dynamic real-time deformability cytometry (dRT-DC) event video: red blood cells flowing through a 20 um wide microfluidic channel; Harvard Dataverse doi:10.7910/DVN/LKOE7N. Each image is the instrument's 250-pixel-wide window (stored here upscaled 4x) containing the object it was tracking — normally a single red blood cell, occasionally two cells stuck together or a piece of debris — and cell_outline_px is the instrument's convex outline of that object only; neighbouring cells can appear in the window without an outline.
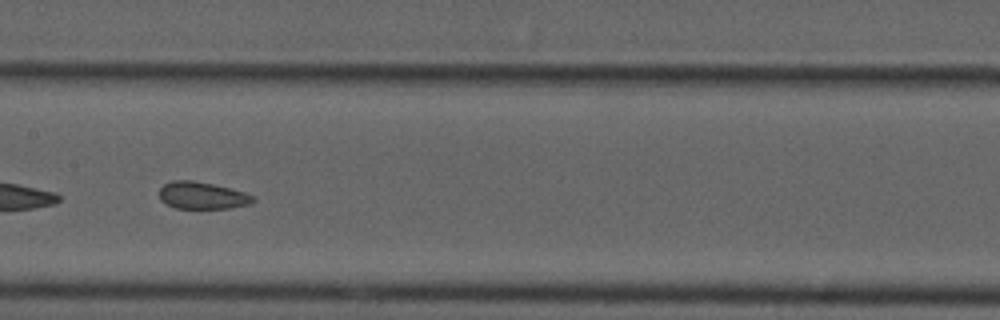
{"species": "common noctule bat (a hibernating species)", "species_latin": "Nyctalus noctula", "temperature_condition": "cold", "stored_images_in_passage": 47, "camera_frame_rate_fps": 3000, "um_per_image_px": 0.085, "animal": {"sex": "male", "forearm_length_mm": 52.5}, "frame": {"image": 1, "passage_image": 21, "time_ms": 6.667, "image_size_px": [1000, 320], "cell_outline_px": [[256, 200], [248, 204], [232, 208], [176, 208], [160, 200], [160, 188], [164, 184], [172, 180], [192, 180], [212, 184], [244, 192], [252, 196]], "centroid_in_image_um": [17.17, 16.61], "position_along_channel_um": 190.2, "area_um2": 14.62}, "authors_computed_cell_mechanics": {"area_um2": 16.762, "velocity_mm_per_s": 3.696, "shape_relaxation_time_tau1_ms": null, "shape_relaxation_time_tau2_ms": 1.6866, "deformation_change_tau1": null, "deformation_change_tau2": 0.0715}}